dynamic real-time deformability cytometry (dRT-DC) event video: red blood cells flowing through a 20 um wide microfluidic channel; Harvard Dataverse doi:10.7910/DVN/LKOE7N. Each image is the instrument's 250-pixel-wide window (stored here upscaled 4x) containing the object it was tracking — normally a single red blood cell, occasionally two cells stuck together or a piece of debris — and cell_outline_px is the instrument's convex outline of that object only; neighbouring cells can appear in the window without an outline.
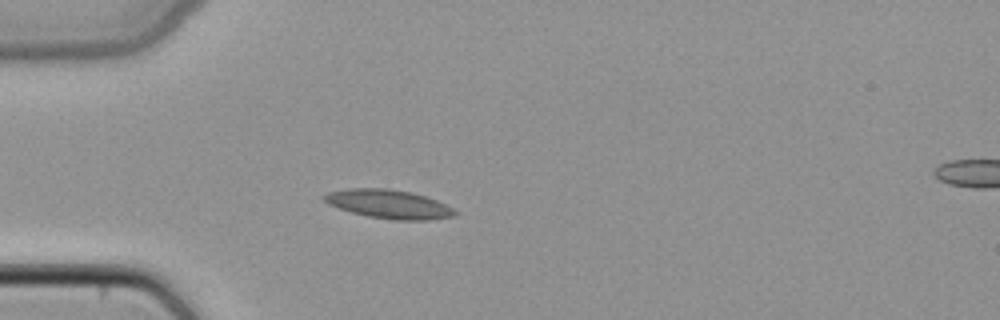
{"species": "common noctule bat (a hibernating species)", "species_latin": "Nyctalus noctula", "temperature_condition": "cold", "stored_images_in_passage": 19, "camera_frame_rate_fps": 3000, "um_per_image_px": 0.085, "animal": {"sex": "female", "body_mass_g": 22.7, "forearm_length_mm": 54.2}, "frame": {"image": 1, "passage_image": 14, "time_ms": 4.333, "image_size_px": [1000, 320], "cell_outline_px": [[460, 212], [456, 216], [428, 220], [396, 220], [368, 216], [352, 212], [328, 204], [320, 196], [328, 192], [348, 188], [388, 188], [412, 192], [436, 200]], "centroid_in_image_um": [33.05, 17.34], "position_along_channel_um": 51.9, "area_um2": 21.96}}